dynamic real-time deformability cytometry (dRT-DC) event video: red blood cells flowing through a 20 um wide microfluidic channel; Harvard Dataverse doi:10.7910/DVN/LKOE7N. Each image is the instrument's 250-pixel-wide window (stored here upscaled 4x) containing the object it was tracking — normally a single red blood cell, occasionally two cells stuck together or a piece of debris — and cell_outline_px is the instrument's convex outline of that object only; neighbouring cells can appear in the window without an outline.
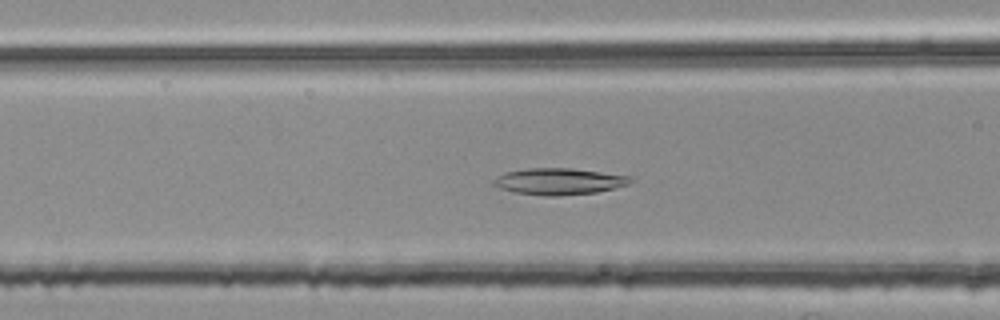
{"species": "common noctule bat (a hibernating species)", "species_latin": "Nyctalus noctula", "temperature_condition": "room temperature", "stored_images_in_passage": 49, "camera_frame_rate_fps": 3000, "um_per_image_px": 0.085, "animal": {"sex": "female", "body_mass_g": 25.1}, "frame": {"image": 1, "passage_image": 21, "time_ms": 6.667, "image_size_px": [1000, 320], "cell_outline_px": [[632, 180], [628, 184], [596, 192], [556, 196], [548, 196], [516, 192], [500, 188], [492, 184], [492, 180], [496, 176], [504, 172], [528, 168], [568, 168], [628, 176]], "centroid_in_image_um": [47.42, 15.41], "position_along_channel_um": 119.2, "area_um2": 20.75}}
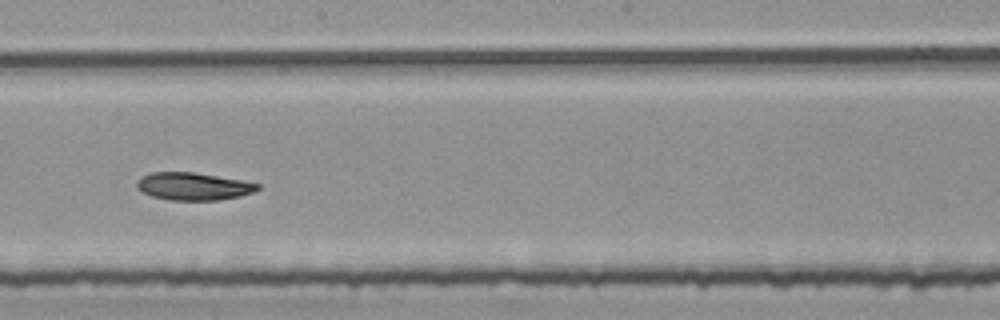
{"frame": {"image": 2, "passage_image": 30, "time_ms": 9.667, "image_size_px": [1000, 320], "cell_outline_px": [[260, 188], [252, 192], [240, 196], [220, 200], [168, 200], [152, 196], [136, 188], [136, 180], [152, 172], [192, 172], [240, 180], [260, 184]], "centroid_in_image_um": [16.41, 15.84], "position_along_channel_um": 231.8, "area_um2": 19.25}}
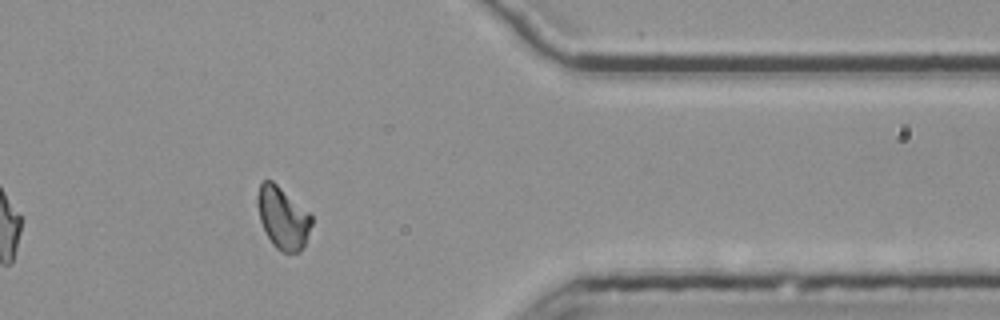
{"frame": {"image": 3, "passage_image": 44, "time_ms": 14.333, "image_size_px": [1000, 320], "cell_outline_px": [[312, 224], [304, 244], [300, 252], [280, 252], [272, 244], [260, 220], [260, 184], [264, 180], [272, 180], [308, 212], [312, 216]], "centroid_in_image_um": [24.08, 18.56], "position_along_channel_um": 387.3, "area_um2": 18.73}, "authors_computed_cell_mechanics": {"area_um2": 20.0566, "velocity_mm_per_s": 3.7621, "shape_relaxation_time_tau1_ms": 7.0096, "shape_relaxation_time_tau2_ms": null, "deformation_change_tau1": 0.1757, "deformation_change_tau2": null}}